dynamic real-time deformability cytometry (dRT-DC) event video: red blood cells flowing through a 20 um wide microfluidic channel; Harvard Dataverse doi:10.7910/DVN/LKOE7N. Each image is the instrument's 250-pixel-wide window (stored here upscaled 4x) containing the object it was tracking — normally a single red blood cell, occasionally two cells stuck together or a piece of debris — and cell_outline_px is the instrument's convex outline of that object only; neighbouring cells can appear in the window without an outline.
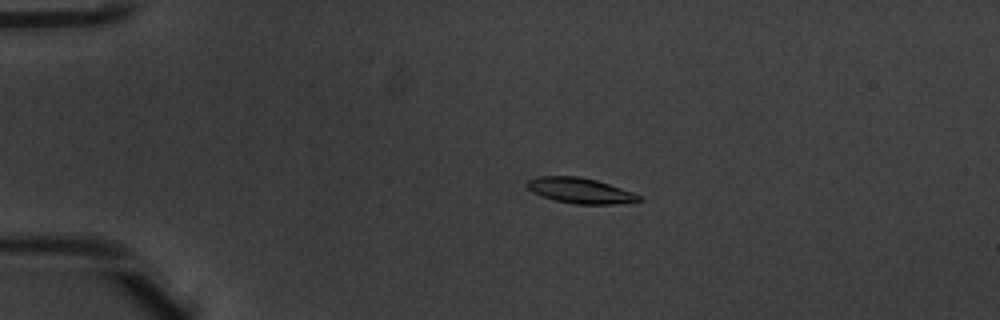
{"species": "common noctule bat (a hibernating species)", "species_latin": "Nyctalus noctula", "temperature_condition": "warm", "stored_images_in_passage": 53, "camera_frame_rate_fps": 3000, "um_per_image_px": 0.085, "animal": {"sex": "male", "body_mass_g": 20.1, "forearm_length_mm": 53.5}, "frame": {"image": 1, "passage_image": 13, "time_ms": 4.0, "image_size_px": [1000, 320], "cell_outline_px": [[644, 200], [612, 204], [576, 204], [556, 200], [540, 196], [532, 192], [524, 184], [528, 180], [536, 176], [580, 176], [596, 180], [632, 192], [640, 196]], "centroid_in_image_um": [49.25, 16.19], "position_along_channel_um": 35.7, "area_um2": 16.53}}
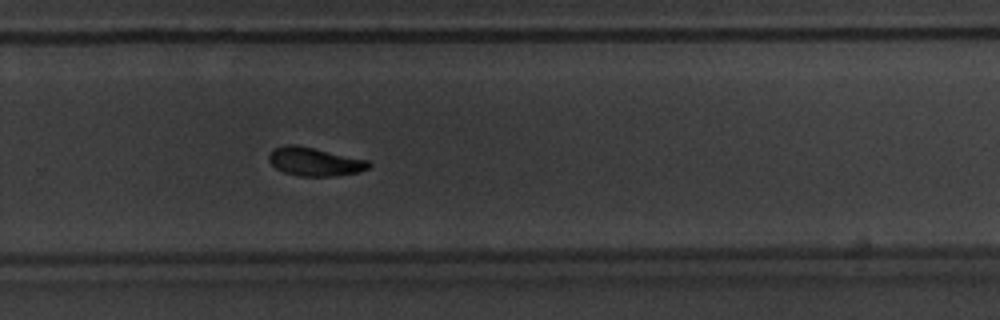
{"frame": {"image": 2, "passage_image": 37, "time_ms": 12.0, "image_size_px": [1000, 320], "cell_outline_px": [[372, 164], [368, 168], [360, 172], [332, 176], [300, 176], [284, 172], [276, 168], [268, 160], [268, 156], [272, 148], [284, 144], [296, 144], [368, 160]], "centroid_in_image_um": [26.72, 13.73], "position_along_channel_um": 303.1, "area_um2": 16.65}}
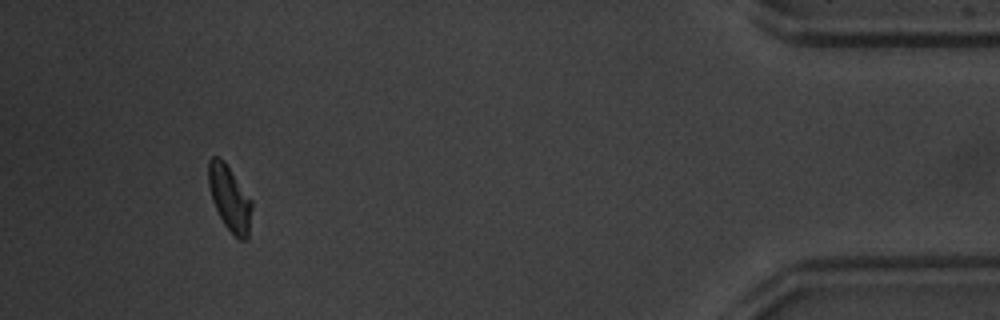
{"frame": {"image": 3, "passage_image": 50, "time_ms": 16.333, "image_size_px": [1000, 320], "cell_outline_px": [[252, 208], [248, 236], [244, 240], [240, 240], [224, 224], [212, 200], [208, 184], [208, 160], [212, 156], [220, 156], [224, 160], [252, 200]], "centroid_in_image_um": [19.51, 16.8], "position_along_channel_um": 415.7, "area_um2": 16.42}, "authors_computed_cell_mechanics": {"area_um2": 16.5886, "velocity_mm_per_s": 3.9573, "shape_relaxation_time_tau1_ms": 2.7315, "shape_relaxation_time_tau2_ms": 5.1531, "deformation_change_tau1": 0.1337, "deformation_change_tau2": 0.1042}}